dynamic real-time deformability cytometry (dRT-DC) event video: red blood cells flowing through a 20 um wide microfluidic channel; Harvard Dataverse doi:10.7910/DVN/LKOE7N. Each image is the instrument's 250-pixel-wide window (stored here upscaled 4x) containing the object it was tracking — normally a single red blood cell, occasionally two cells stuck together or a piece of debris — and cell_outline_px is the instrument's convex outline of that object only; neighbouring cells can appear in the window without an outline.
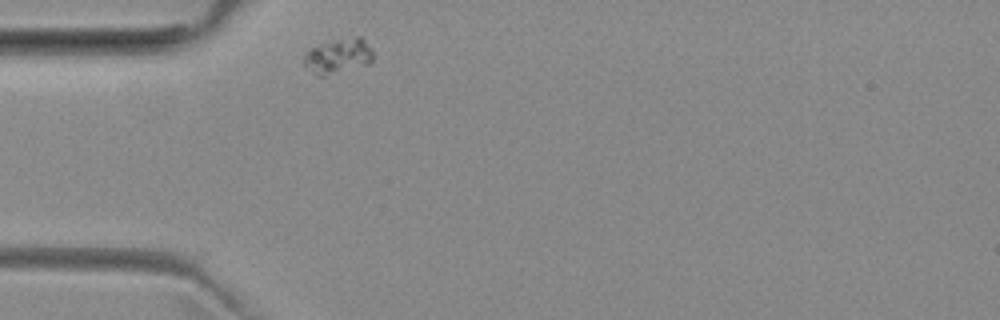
{"species": "common noctule bat (a hibernating species)", "species_latin": "Nyctalus noctula", "temperature_condition": "room temperature", "stored_images_in_passage": 29, "camera_frame_rate_fps": 3000, "um_per_image_px": 0.085, "animal": {"sex": "female", "body_mass_g": 29.2, "forearm_length_mm": 56.3}, "frame": {"image": 1, "passage_image": 1, "time_ms": 0.0, "image_size_px": [1000, 320], "cell_outline_px": [[376, 56], [368, 64], [324, 76], [320, 76], [304, 68], [304, 56], [308, 48], [336, 40], [356, 36], [360, 36], [372, 48]], "centroid_in_image_um": [28.76, 4.76], "position_along_channel_um": 56.2, "area_um2": 14.16}}
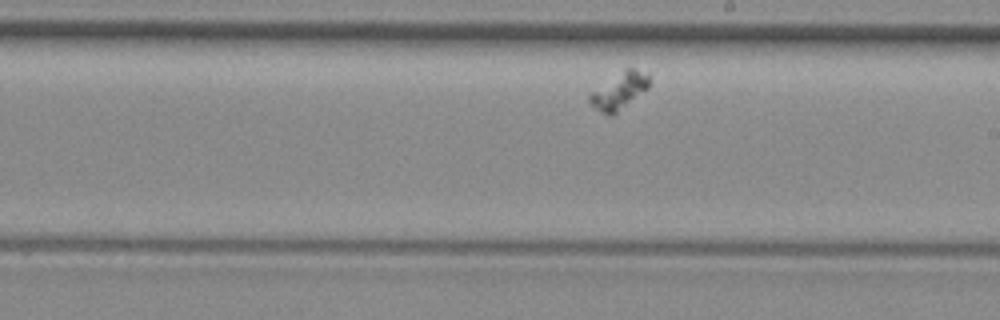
{"frame": {"image": 2, "passage_image": 17, "time_ms": 5.333, "image_size_px": [1000, 320], "cell_outline_px": [[652, 84], [648, 88], [612, 116], [608, 116], [600, 112], [588, 100], [588, 96], [592, 92], [624, 68], [636, 68], [648, 72], [652, 80]], "centroid_in_image_um": [52.71, 7.7], "position_along_channel_um": 236.3, "area_um2": 12.77}}
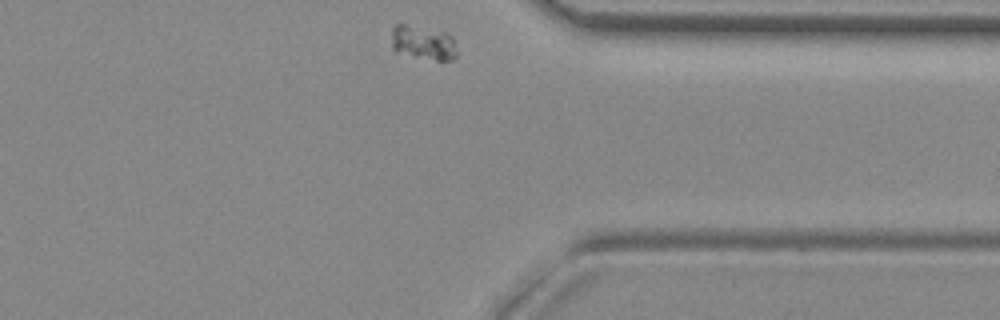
{"frame": {"image": 3, "passage_image": 29, "time_ms": 9.333, "image_size_px": [1000, 320], "cell_outline_px": [[456, 56], [452, 60], [436, 60], [412, 56], [396, 52], [392, 48], [392, 28], [396, 24], [404, 24], [444, 32], [452, 36], [456, 48]], "centroid_in_image_um": [35.96, 3.63], "position_along_channel_um": 375.4, "area_um2": 12.95}}